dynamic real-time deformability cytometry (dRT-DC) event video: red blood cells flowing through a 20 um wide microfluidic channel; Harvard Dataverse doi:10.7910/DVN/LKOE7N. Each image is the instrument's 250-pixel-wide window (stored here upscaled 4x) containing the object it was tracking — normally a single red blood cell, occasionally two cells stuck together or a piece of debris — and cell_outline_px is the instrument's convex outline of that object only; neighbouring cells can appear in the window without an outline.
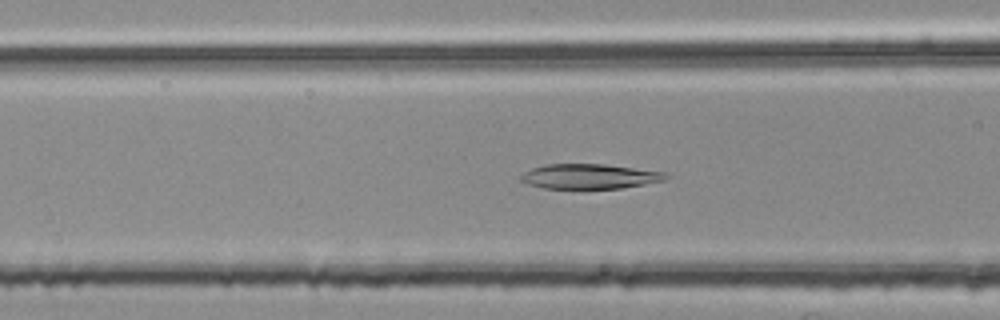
{"species": "common noctule bat (a hibernating species)", "species_latin": "Nyctalus noctula", "temperature_condition": "room temperature", "stored_images_in_passage": 46, "camera_frame_rate_fps": 3000, "um_per_image_px": 0.085, "animal": {"sex": "female", "body_mass_g": 25.1}, "frame": {"image": 1, "passage_image": 14, "time_ms": 4.333, "image_size_px": [1000, 320], "cell_outline_px": [[668, 176], [664, 180], [620, 188], [544, 188], [528, 184], [520, 180], [520, 176], [524, 172], [532, 168], [544, 164], [604, 164], [664, 172]], "centroid_in_image_um": [50.05, 14.98], "position_along_channel_um": 116.5, "area_um2": 20.69}}
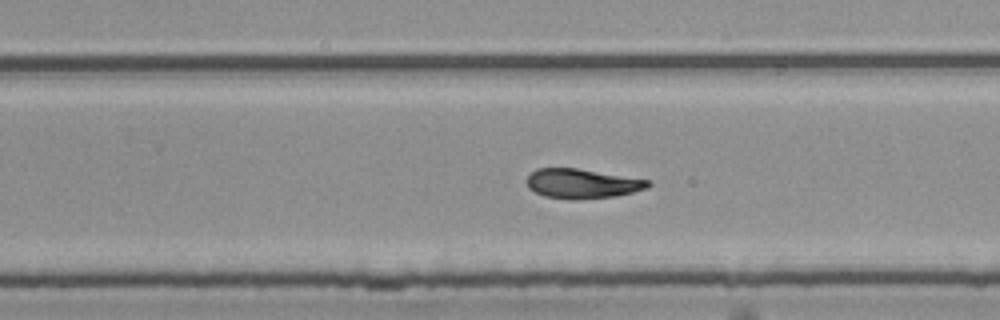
{"frame": {"image": 2, "passage_image": 27, "time_ms": 8.667, "image_size_px": [1000, 320], "cell_outline_px": [[652, 184], [648, 188], [616, 196], [576, 200], [568, 200], [544, 196], [528, 188], [524, 180], [536, 168], [576, 168], [648, 180]], "centroid_in_image_um": [49.43, 15.62], "position_along_channel_um": 280.4, "area_um2": 20.98}}
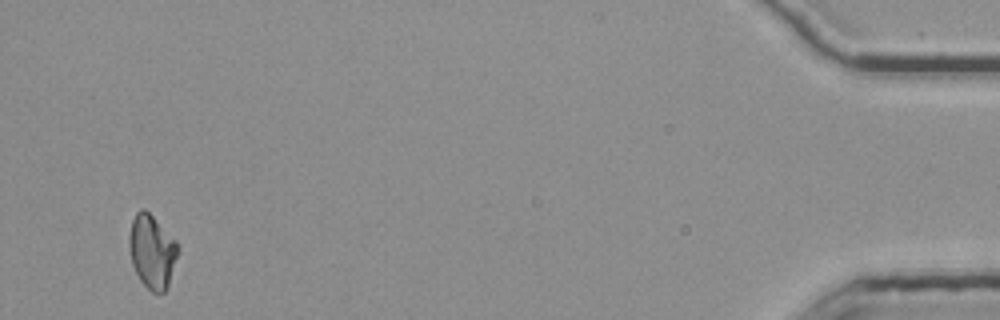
{"frame": {"image": 3, "passage_image": 45, "time_ms": 14.667, "image_size_px": [1000, 320], "cell_outline_px": [[180, 252], [168, 288], [164, 292], [152, 292], [140, 280], [132, 264], [128, 244], [128, 240], [132, 220], [136, 212], [140, 208], [144, 208], [176, 240], [180, 248]], "centroid_in_image_um": [12.95, 21.38], "position_along_channel_um": 422.2, "area_um2": 21.15}, "authors_computed_cell_mechanics": {"area_um2": 21.2704, "velocity_mm_per_s": 3.7861, "shape_relaxation_time_tau1_ms": 4.5929, "shape_relaxation_time_tau2_ms": 3.5045, "deformation_change_tau1": 0.1643, "deformation_change_tau2": 0.0836}}